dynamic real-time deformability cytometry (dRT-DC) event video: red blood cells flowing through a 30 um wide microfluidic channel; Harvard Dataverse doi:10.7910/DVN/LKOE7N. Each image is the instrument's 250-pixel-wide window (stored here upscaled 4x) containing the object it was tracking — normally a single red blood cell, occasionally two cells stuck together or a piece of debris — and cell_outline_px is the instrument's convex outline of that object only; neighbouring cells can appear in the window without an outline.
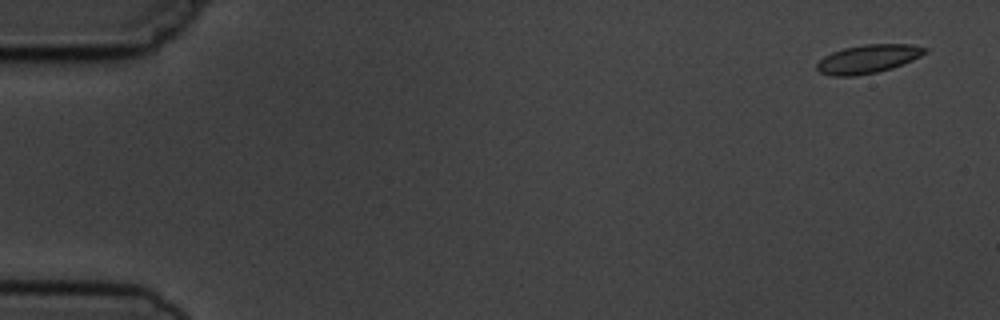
{"species": "common noctule bat (a hibernating species)", "species_latin": "Nyctalus noctula", "temperature_condition": "cold", "stored_images_in_passage": 6, "segment_of_instrument_passage": [2, 2], "camera_frame_rate_fps": 3000, "um_per_image_px": 0.085, "animal": {"sex": "male", "body_mass_g": 19.5, "forearm_length_mm": 54.6}, "frame": {"image": 1, "passage_image": 6, "time_ms": 6.0, "image_size_px": [1000, 320], "cell_outline_px": [[928, 52], [912, 60], [892, 68], [876, 72], [856, 76], [832, 76], [820, 72], [816, 68], [816, 64], [824, 56], [832, 52], [844, 48], [864, 44], [908, 44], [928, 48]], "centroid_in_image_um": [73.78, 5.01], "position_along_channel_um": 11.2, "area_um2": 17.92}}